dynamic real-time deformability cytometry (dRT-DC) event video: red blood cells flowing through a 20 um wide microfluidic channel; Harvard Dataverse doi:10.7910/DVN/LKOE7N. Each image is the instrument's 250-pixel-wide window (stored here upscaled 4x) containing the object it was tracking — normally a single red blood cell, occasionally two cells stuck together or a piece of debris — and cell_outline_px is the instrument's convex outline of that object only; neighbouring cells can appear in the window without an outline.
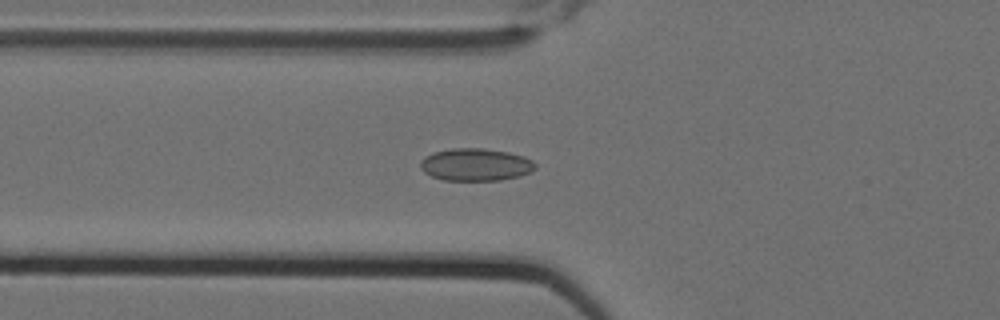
{"species": "Egyptian fruit bat (a non-hibernating species)", "species_latin": "Rousettus aegyptiacus", "temperature_condition": "cold", "stored_images_in_passage": 5, "camera_frame_rate_fps": 3000, "um_per_image_px": 0.085, "animal": {"sex": "female"}, "frame": {"image": 1, "passage_image": 5, "time_ms": 1.333, "image_size_px": [1000, 320], "cell_outline_px": [[536, 168], [532, 172], [520, 176], [500, 180], [444, 180], [432, 176], [424, 172], [420, 168], [420, 160], [424, 156], [432, 152], [452, 148], [480, 148], [508, 152], [524, 156], [532, 160], [536, 164]], "centroid_in_image_um": [40.43, 13.99], "position_along_channel_um": 85.4, "area_um2": 21.91}}